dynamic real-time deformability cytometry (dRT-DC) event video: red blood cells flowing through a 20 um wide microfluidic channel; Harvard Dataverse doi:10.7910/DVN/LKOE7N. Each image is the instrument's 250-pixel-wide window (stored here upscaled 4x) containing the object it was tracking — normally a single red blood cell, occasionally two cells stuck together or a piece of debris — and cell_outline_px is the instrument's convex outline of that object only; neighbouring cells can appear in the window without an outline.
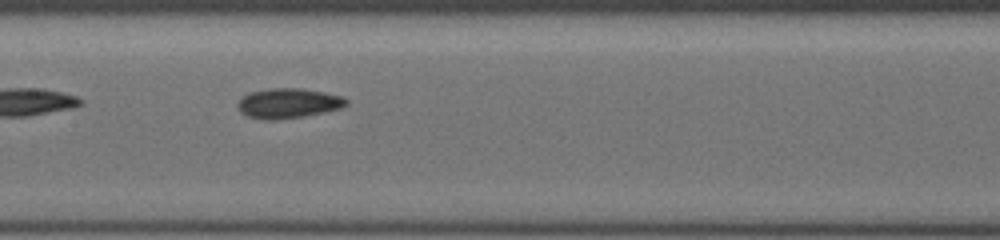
{"species": "common noctule bat (a hibernating species)", "species_latin": "Nyctalus noctula", "temperature_condition": "cold", "stored_images_in_passage": 13, "camera_frame_rate_fps": 3000, "um_per_image_px": 0.085, "animal": {"sex": "female", "body_mass_g": 19.5, "forearm_length_mm": 54.1}, "frame": {"image": 1, "passage_image": 8, "time_ms": 5.667, "image_size_px": [1000, 240], "cell_outline_px": [[348, 104], [340, 108], [324, 112], [304, 116], [268, 120], [264, 120], [248, 116], [240, 112], [236, 104], [248, 92], [268, 88], [304, 88], [344, 96], [348, 100]], "centroid_in_image_um": [24.51, 8.76], "position_along_channel_um": 182.9, "area_um2": 19.02}}
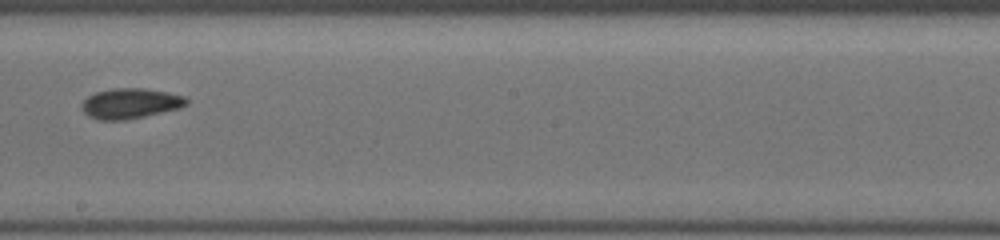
{"frame": {"image": 2, "passage_image": 10, "time_ms": 7.0, "image_size_px": [1000, 240], "cell_outline_px": [[188, 104], [180, 108], [144, 116], [124, 120], [96, 120], [88, 116], [80, 108], [80, 104], [88, 96], [96, 92], [112, 88], [144, 88], [168, 92], [184, 96], [188, 100]], "centroid_in_image_um": [11.05, 8.79], "position_along_channel_um": 237.1, "area_um2": 18.61}}
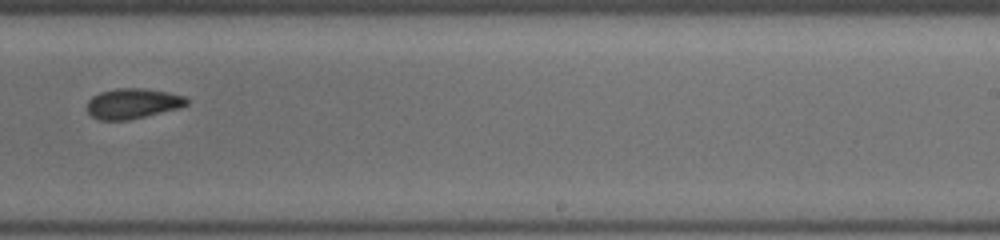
{"frame": {"image": 3, "passage_image": 11, "time_ms": 8.0, "image_size_px": [1000, 240], "cell_outline_px": [[188, 104], [176, 108], [128, 120], [100, 120], [92, 116], [88, 112], [88, 100], [92, 96], [100, 92], [116, 88], [144, 88], [168, 92], [184, 96], [188, 100]], "centroid_in_image_um": [11.25, 8.78], "position_along_channel_um": 277.8, "area_um2": 17.34}}